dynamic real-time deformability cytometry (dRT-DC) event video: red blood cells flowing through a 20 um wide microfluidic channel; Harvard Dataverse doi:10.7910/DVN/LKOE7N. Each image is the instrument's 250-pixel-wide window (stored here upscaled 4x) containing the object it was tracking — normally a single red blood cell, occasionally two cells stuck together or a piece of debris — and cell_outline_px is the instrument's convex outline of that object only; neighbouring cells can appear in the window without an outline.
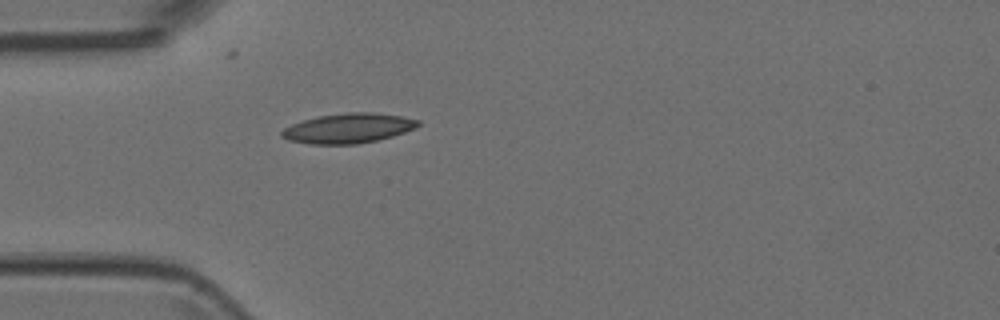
{"species": "Egyptian fruit bat (a non-hibernating species)", "species_latin": "Rousettus aegyptiacus", "temperature_condition": "room temperature", "stored_images_in_passage": 1, "camera_frame_rate_fps": 3000, "um_per_image_px": 0.085, "animal": {"sex": "female"}, "frame": {"image": 1, "passage_image": 1, "time_ms": 0.0, "image_size_px": [1000, 320], "cell_outline_px": [[420, 124], [416, 128], [392, 136], [376, 140], [356, 144], [312, 144], [288, 140], [280, 136], [280, 132], [284, 128], [292, 124], [304, 120], [320, 116], [348, 112], [372, 112], [400, 116], [420, 120]], "centroid_in_image_um": [29.6, 10.9], "position_along_channel_um": 55.4, "area_um2": 23.52}}